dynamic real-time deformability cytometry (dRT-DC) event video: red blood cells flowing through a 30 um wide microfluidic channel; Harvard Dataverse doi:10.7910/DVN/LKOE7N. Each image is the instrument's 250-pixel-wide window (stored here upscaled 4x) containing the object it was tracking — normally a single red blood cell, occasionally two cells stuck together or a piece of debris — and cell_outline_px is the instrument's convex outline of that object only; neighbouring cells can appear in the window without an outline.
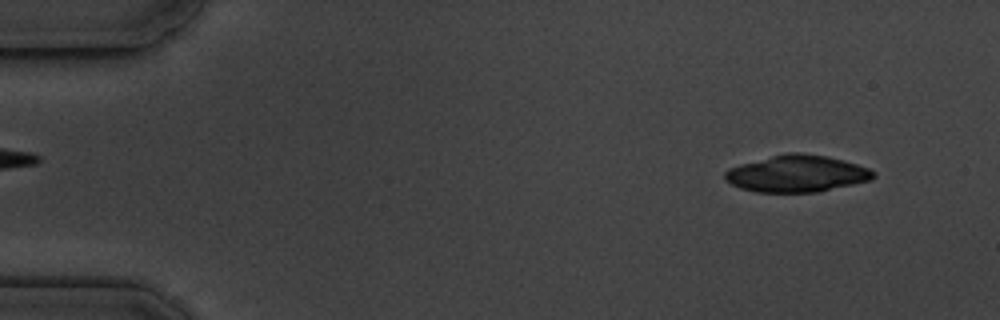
{"species": "common noctule bat (a hibernating species)", "species_latin": "Nyctalus noctula", "temperature_condition": "cold", "stored_images_in_passage": 4, "camera_frame_rate_fps": 3000, "um_per_image_px": 0.085, "animal": {"sex": "male", "body_mass_g": 19.5, "forearm_length_mm": 54.6}, "frame": {"image": 1, "passage_image": 1, "time_ms": 0.0, "image_size_px": [1000, 320], "cell_outline_px": [[876, 176], [872, 180], [816, 192], [756, 192], [740, 188], [732, 184], [724, 176], [724, 172], [728, 168], [740, 164], [788, 152], [800, 152], [828, 156], [844, 160], [868, 168], [876, 172]], "centroid_in_image_um": [67.76, 14.75], "position_along_channel_um": 17.2, "area_um2": 31.79}}